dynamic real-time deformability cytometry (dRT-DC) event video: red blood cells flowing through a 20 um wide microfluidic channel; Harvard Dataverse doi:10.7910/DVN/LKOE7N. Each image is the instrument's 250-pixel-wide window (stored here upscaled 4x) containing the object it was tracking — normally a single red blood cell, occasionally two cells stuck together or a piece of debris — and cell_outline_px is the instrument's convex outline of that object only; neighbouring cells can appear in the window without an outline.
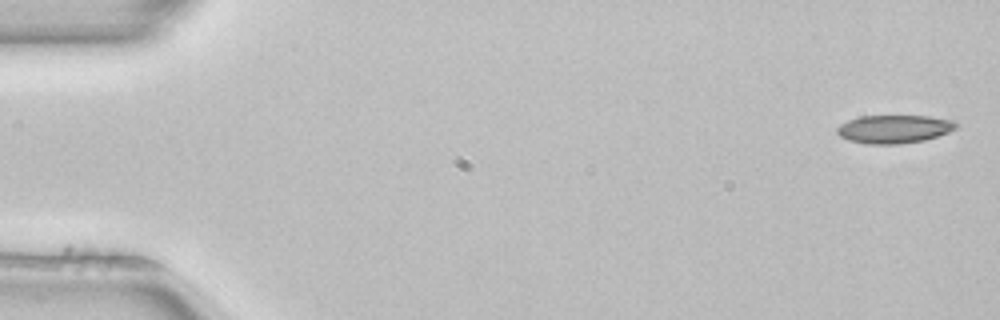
{"species": "common noctule bat (a hibernating species)", "species_latin": "Nyctalus noctula", "temperature_condition": "room temperature", "stored_images_in_passage": 16, "camera_frame_rate_fps": 3000, "um_per_image_px": 0.085, "animal": {"sex": "female", "body_mass_g": 22.7, "forearm_length_mm": 54.2}, "frame": {"image": 1, "passage_image": 1, "time_ms": 0.0, "image_size_px": [1000, 320], "cell_outline_px": [[956, 128], [948, 132], [924, 140], [900, 144], [864, 144], [848, 140], [840, 136], [836, 132], [836, 128], [840, 124], [848, 120], [860, 116], [928, 116], [952, 120], [956, 124]], "centroid_in_image_um": [75.94, 10.97], "position_along_channel_um": 9.1, "area_um2": 19.54}}
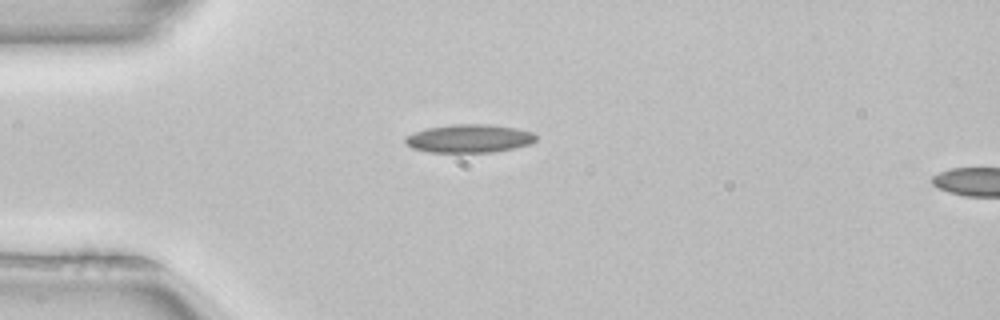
{"frame": {"image": 2, "passage_image": 13, "time_ms": 4.0, "image_size_px": [1000, 320], "cell_outline_px": [[536, 140], [528, 144], [512, 148], [492, 152], [428, 152], [412, 148], [404, 140], [408, 136], [416, 132], [428, 128], [452, 124], [488, 124], [516, 128], [532, 132], [536, 136]], "centroid_in_image_um": [39.89, 11.77], "position_along_channel_um": 45.1, "area_um2": 21.21}}